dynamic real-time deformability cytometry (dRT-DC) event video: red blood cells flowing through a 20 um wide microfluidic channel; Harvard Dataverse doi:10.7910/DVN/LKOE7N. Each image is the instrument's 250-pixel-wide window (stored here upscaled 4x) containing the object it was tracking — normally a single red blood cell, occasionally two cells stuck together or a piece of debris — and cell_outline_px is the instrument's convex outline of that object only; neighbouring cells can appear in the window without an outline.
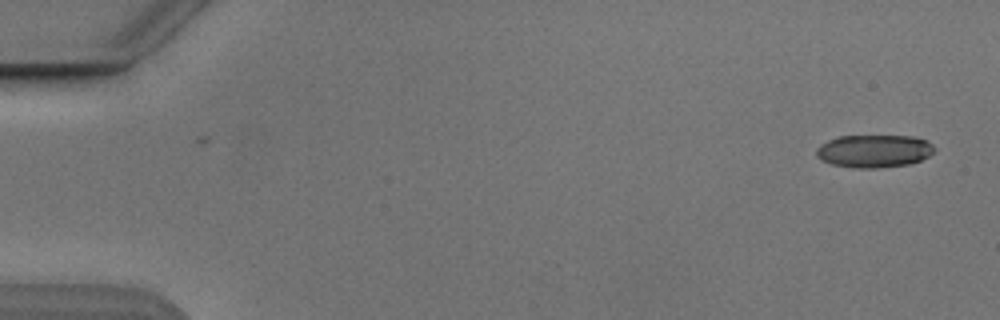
{"species": "Egyptian fruit bat (a non-hibernating species)", "species_latin": "Rousettus aegyptiacus", "temperature_condition": "cold", "stored_images_in_passage": 2, "camera_frame_rate_fps": 3000, "um_per_image_px": 0.085, "animal": {"sex": "male"}, "frame": {"image": 1, "passage_image": 2, "time_ms": 1.0, "image_size_px": [1000, 320], "cell_outline_px": [[936, 148], [928, 156], [920, 160], [908, 164], [876, 168], [856, 168], [832, 164], [820, 160], [816, 156], [816, 148], [820, 144], [828, 140], [840, 136], [912, 136], [928, 140]], "centroid_in_image_um": [74.28, 12.83], "position_along_channel_um": 10.7, "area_um2": 22.6}}